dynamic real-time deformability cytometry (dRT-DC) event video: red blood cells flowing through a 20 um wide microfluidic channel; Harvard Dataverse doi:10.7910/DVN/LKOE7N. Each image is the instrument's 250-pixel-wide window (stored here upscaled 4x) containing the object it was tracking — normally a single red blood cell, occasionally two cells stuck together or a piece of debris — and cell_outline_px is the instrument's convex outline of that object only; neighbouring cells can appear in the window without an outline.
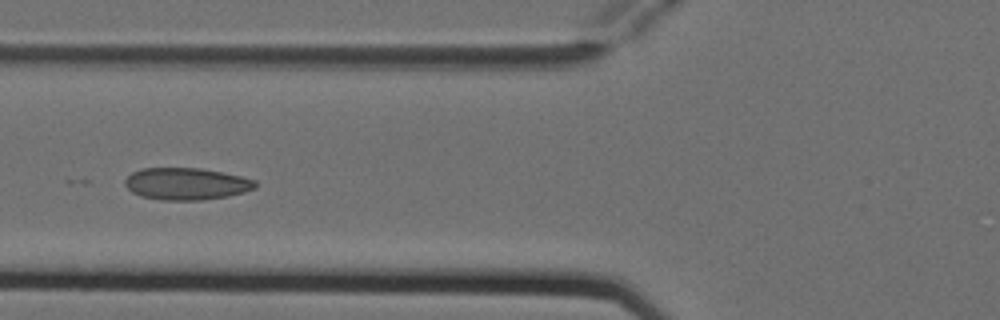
{"species": "Egyptian fruit bat (a non-hibernating species)", "species_latin": "Rousettus aegyptiacus", "temperature_condition": "cold", "stored_images_in_passage": 6, "camera_frame_rate_fps": 3000, "um_per_image_px": 0.085, "animal": {"sex": "female"}, "frame": {"image": 1, "passage_image": 4, "time_ms": 1.0, "image_size_px": [1000, 320], "cell_outline_px": [[256, 188], [244, 192], [228, 196], [204, 200], [160, 200], [140, 196], [132, 192], [124, 184], [124, 180], [132, 172], [140, 168], [200, 168], [224, 172], [256, 180]], "centroid_in_image_um": [15.83, 15.62], "position_along_channel_um": 110.0, "area_um2": 24.51}}
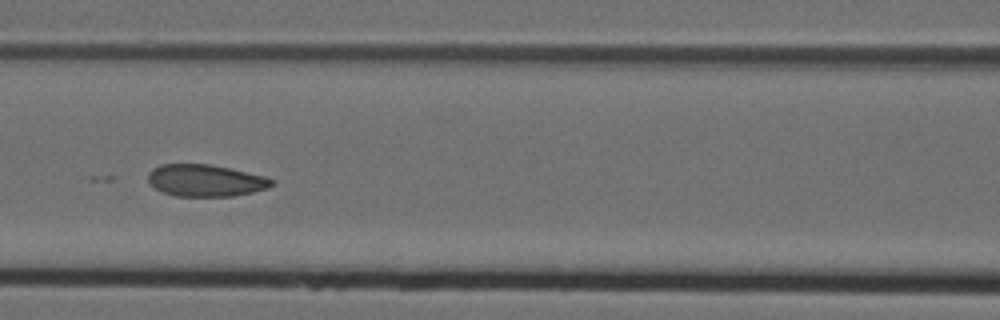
{"frame": {"image": 2, "passage_image": 5, "time_ms": 1.333, "image_size_px": [1000, 320], "cell_outline_px": [[276, 184], [268, 188], [252, 192], [232, 196], [176, 196], [164, 192], [148, 184], [148, 172], [152, 168], [160, 164], [208, 164], [228, 168], [264, 176], [276, 180]], "centroid_in_image_um": [17.46, 15.34], "position_along_channel_um": 149.1, "area_um2": 23.06}}
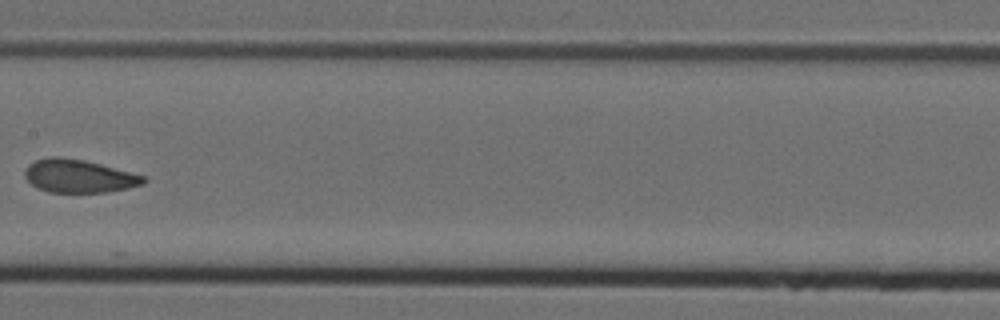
{"frame": {"image": 3, "passage_image": 6, "time_ms": 1.667, "image_size_px": [1000, 320], "cell_outline_px": [[148, 180], [144, 184], [128, 188], [104, 192], [48, 192], [36, 188], [24, 176], [24, 172], [28, 164], [36, 160], [52, 156], [60, 156], [84, 160], [100, 164], [144, 176]], "centroid_in_image_um": [6.68, 14.97], "position_along_channel_um": 200.7, "area_um2": 22.83}}